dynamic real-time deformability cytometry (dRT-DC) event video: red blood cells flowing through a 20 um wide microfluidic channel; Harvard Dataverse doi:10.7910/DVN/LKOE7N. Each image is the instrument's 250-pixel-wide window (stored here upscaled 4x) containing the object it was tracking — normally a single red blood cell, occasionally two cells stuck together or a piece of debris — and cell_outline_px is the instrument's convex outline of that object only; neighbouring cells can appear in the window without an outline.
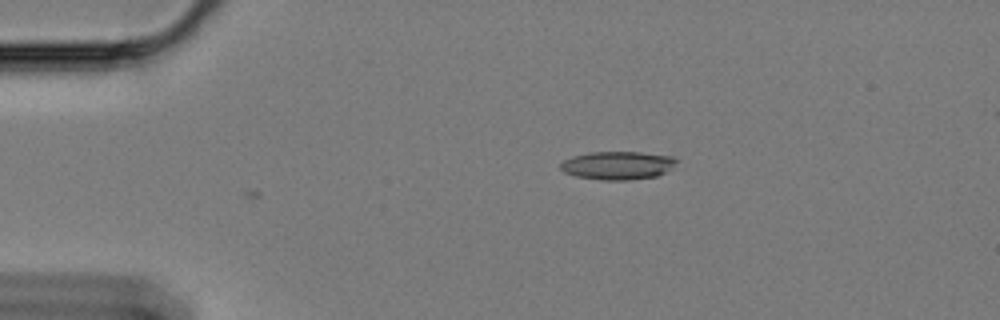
{"species": "Egyptian fruit bat (a non-hibernating species)", "species_latin": "Rousettus aegyptiacus", "temperature_condition": "cold", "stored_images_in_passage": 4, "camera_frame_rate_fps": 3000, "um_per_image_px": 0.085, "animal": {"sex": "female"}, "frame": {"image": 1, "passage_image": 4, "time_ms": 1.0, "image_size_px": [1000, 320], "cell_outline_px": [[680, 160], [664, 172], [656, 176], [628, 180], [600, 180], [576, 176], [564, 172], [560, 168], [560, 164], [564, 160], [572, 156], [592, 152], [640, 152], [672, 156]], "centroid_in_image_um": [52.49, 14.05], "position_along_channel_um": 32.5, "area_um2": 19.02}}